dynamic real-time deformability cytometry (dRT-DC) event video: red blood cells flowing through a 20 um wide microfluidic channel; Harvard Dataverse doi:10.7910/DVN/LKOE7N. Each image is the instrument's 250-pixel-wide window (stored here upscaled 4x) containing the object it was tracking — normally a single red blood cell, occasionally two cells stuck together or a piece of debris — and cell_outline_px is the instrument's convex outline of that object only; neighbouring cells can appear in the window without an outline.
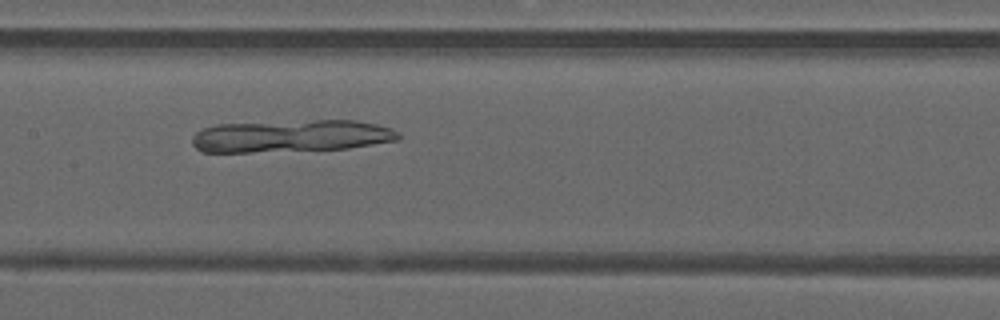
{"species": "common noctule bat (a hibernating species)", "species_latin": "Nyctalus noctula", "temperature_condition": "warm", "stored_images_in_passage": 50, "camera_frame_rate_fps": 3000, "um_per_image_px": 0.085, "animal": {"sex": "male", "forearm_length_mm": 52.5}, "frame": {"image": 1, "passage_image": 25, "time_ms": 8.0, "image_size_px": [1000, 320], "cell_outline_px": [[400, 140], [348, 148], [248, 152], [200, 152], [192, 144], [192, 136], [196, 132], [204, 128], [216, 124], [316, 120], [356, 120], [376, 124], [392, 128], [400, 136]], "centroid_in_image_um": [24.73, 11.56], "position_along_channel_um": 182.7, "area_um2": 38.78}}
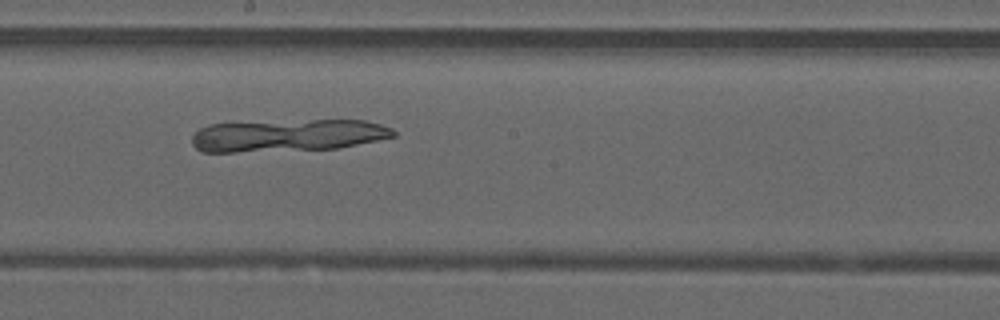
{"frame": {"image": 2, "passage_image": 28, "time_ms": 9.0, "image_size_px": [1000, 320], "cell_outline_px": [[396, 136], [336, 148], [236, 152], [200, 152], [192, 144], [192, 136], [200, 128], [208, 124], [312, 120], [368, 120], [392, 128], [396, 132]], "centroid_in_image_um": [24.44, 11.51], "position_along_channel_um": 223.8, "area_um2": 37.63}}